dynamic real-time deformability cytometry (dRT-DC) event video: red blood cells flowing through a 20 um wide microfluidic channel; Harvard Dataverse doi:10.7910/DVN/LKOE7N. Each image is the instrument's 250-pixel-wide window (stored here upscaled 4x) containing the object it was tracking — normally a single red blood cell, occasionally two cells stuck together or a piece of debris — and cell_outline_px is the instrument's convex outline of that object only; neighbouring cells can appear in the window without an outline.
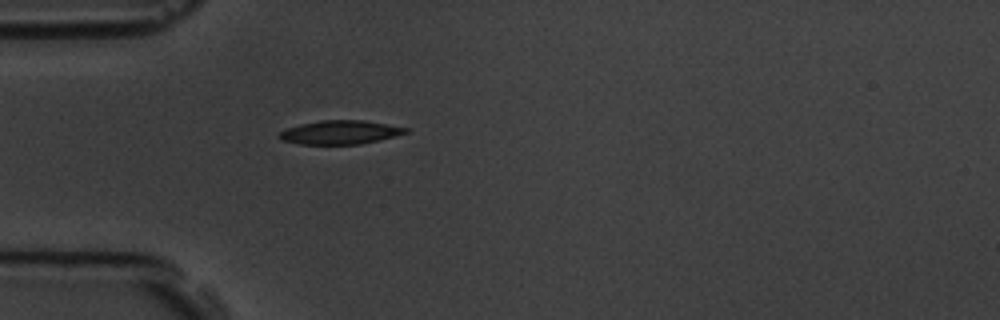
{"species": "common noctule bat (a hibernating species)", "species_latin": "Nyctalus noctula", "temperature_condition": "room temperature", "stored_images_in_passage": 1, "camera_frame_rate_fps": 3000, "um_per_image_px": 0.085, "animal": {"sex": "male", "body_mass_g": 19.5, "forearm_length_mm": 54.6}, "frame": {"image": 1, "passage_image": 1, "time_ms": 0.0, "image_size_px": [1000, 320], "cell_outline_px": [[408, 132], [380, 140], [360, 144], [300, 144], [284, 140], [276, 136], [280, 132], [288, 128], [300, 124], [320, 120], [364, 120], [408, 128]], "centroid_in_image_um": [28.91, 11.24], "position_along_channel_um": 56.1, "area_um2": 17.34}}